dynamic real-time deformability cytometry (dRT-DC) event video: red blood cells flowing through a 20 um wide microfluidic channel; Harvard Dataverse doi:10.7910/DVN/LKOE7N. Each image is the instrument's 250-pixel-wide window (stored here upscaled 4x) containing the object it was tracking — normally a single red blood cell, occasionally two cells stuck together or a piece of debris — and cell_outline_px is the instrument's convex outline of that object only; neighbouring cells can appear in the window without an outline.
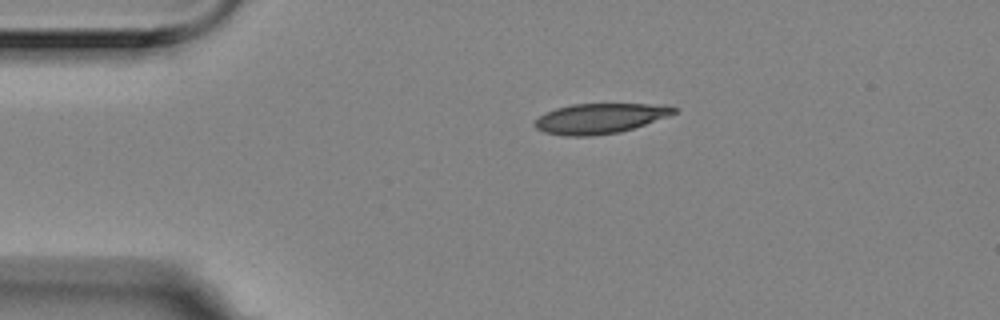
{"species": "Egyptian fruit bat (a non-hibernating species)", "species_latin": "Rousettus aegyptiacus", "temperature_condition": "room temperature", "stored_images_in_passage": 2, "camera_frame_rate_fps": 3000, "um_per_image_px": 0.085, "animal": {"sex": "female"}, "frame": {"image": 1, "passage_image": 1, "time_ms": 0.0, "image_size_px": [1000, 320], "cell_outline_px": [[676, 112], [668, 116], [620, 132], [592, 136], [564, 136], [544, 132], [536, 128], [532, 124], [540, 116], [556, 108], [572, 104], [648, 104], [676, 108]], "centroid_in_image_um": [50.92, 10.08], "position_along_channel_um": 34.1, "area_um2": 24.04}}